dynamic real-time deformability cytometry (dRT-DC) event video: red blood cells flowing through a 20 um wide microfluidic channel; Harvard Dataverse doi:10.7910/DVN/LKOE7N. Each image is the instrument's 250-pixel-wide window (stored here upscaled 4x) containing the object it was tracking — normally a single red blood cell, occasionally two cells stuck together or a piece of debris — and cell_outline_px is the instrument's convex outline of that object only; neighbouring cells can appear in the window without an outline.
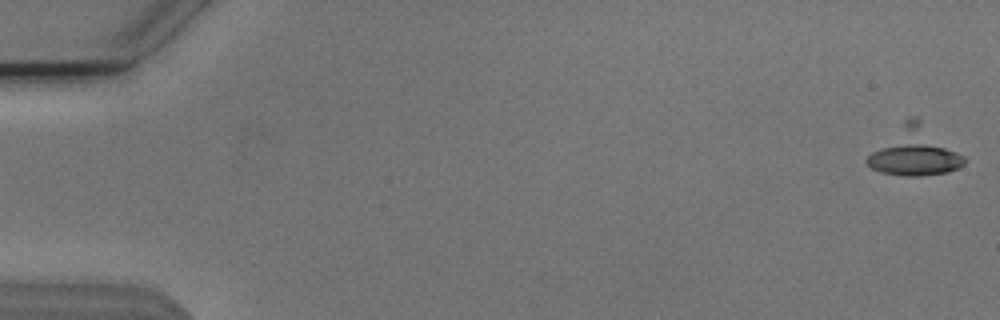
{"species": "Egyptian fruit bat (a non-hibernating species)", "species_latin": "Rousettus aegyptiacus", "temperature_condition": "cold", "stored_images_in_passage": 31, "camera_frame_rate_fps": 3000, "um_per_image_px": 0.085, "animal": {"sex": "male"}, "frame": {"image": 1, "passage_image": 1, "time_ms": 0.0, "image_size_px": [1000, 320], "cell_outline_px": [[964, 164], [948, 172], [920, 176], [904, 176], [880, 172], [872, 168], [864, 160], [872, 152], [884, 148], [916, 140], [944, 148], [956, 152], [964, 156]], "centroid_in_image_um": [77.74, 13.56], "position_along_channel_um": 7.3, "area_um2": 18.09}}
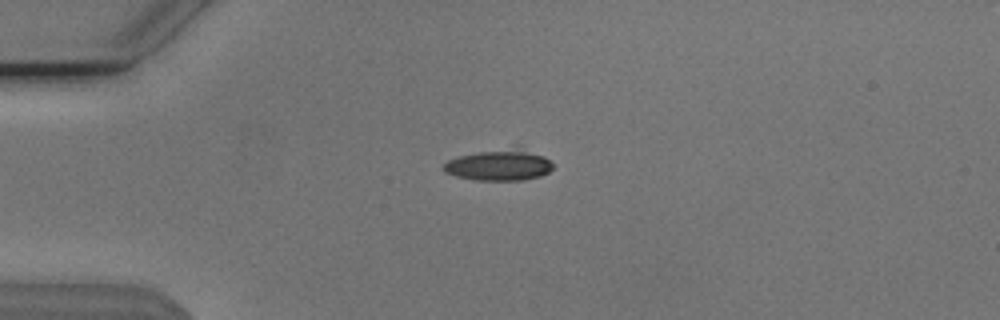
{"frame": {"image": 2, "passage_image": 14, "time_ms": 4.333, "image_size_px": [1000, 320], "cell_outline_px": [[552, 168], [548, 172], [540, 176], [524, 180], [476, 180], [456, 176], [444, 172], [440, 168], [448, 160], [460, 156], [516, 144], [544, 156], [552, 164]], "centroid_in_image_um": [42.44, 13.99], "position_along_channel_um": 42.6, "area_um2": 20.23}}
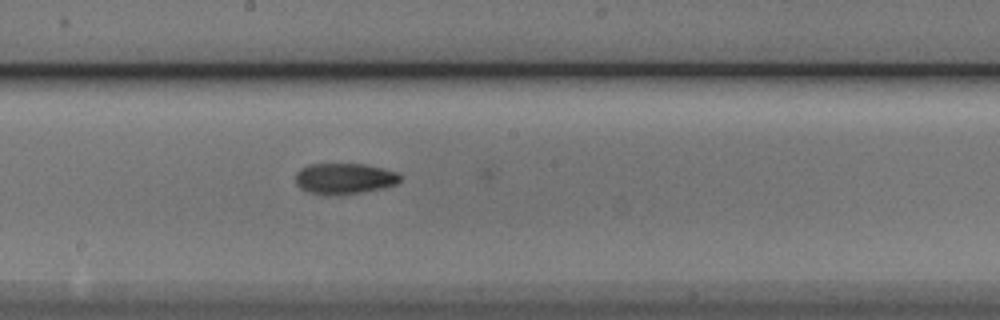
{"frame": {"image": 3, "passage_image": 30, "time_ms": 9.667, "image_size_px": [1000, 320], "cell_outline_px": [[400, 180], [396, 184], [384, 188], [336, 196], [324, 196], [308, 192], [300, 188], [296, 184], [296, 172], [300, 168], [308, 164], [364, 164], [396, 172], [400, 176]], "centroid_in_image_um": [29.21, 15.2], "position_along_channel_um": 219.0, "area_um2": 19.02}}